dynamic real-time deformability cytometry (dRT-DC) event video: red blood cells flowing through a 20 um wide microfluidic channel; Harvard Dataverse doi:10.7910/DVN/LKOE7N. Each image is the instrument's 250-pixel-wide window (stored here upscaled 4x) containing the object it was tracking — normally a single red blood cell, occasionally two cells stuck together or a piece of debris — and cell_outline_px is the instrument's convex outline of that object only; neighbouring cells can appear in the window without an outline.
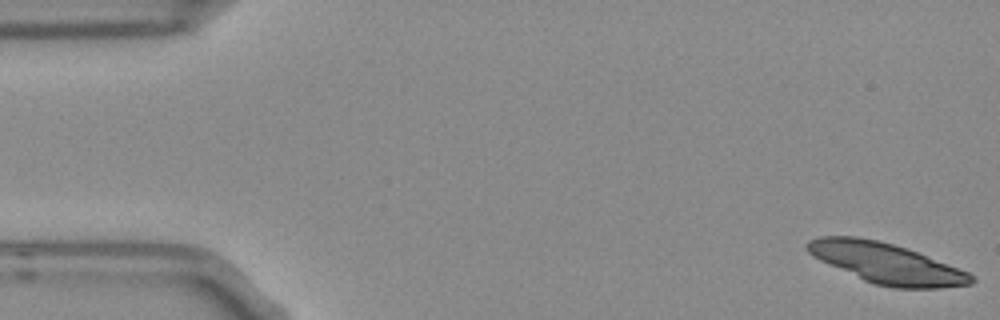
{"species": "Egyptian fruit bat (a non-hibernating species)", "species_latin": "Rousettus aegyptiacus", "temperature_condition": "room temperature", "stored_images_in_passage": 4, "camera_frame_rate_fps": 3000, "um_per_image_px": 0.085, "frame": {"image": 1, "passage_image": 1, "time_ms": 0.0, "image_size_px": [1000, 320], "cell_outline_px": [[976, 280], [972, 284], [940, 288], [892, 288], [872, 284], [820, 260], [812, 256], [804, 248], [804, 244], [808, 240], [820, 236], [856, 236], [876, 240], [892, 244], [916, 252], [968, 272]], "centroid_in_image_um": [75.28, 22.38], "position_along_channel_um": 9.7, "area_um2": 38.38}}